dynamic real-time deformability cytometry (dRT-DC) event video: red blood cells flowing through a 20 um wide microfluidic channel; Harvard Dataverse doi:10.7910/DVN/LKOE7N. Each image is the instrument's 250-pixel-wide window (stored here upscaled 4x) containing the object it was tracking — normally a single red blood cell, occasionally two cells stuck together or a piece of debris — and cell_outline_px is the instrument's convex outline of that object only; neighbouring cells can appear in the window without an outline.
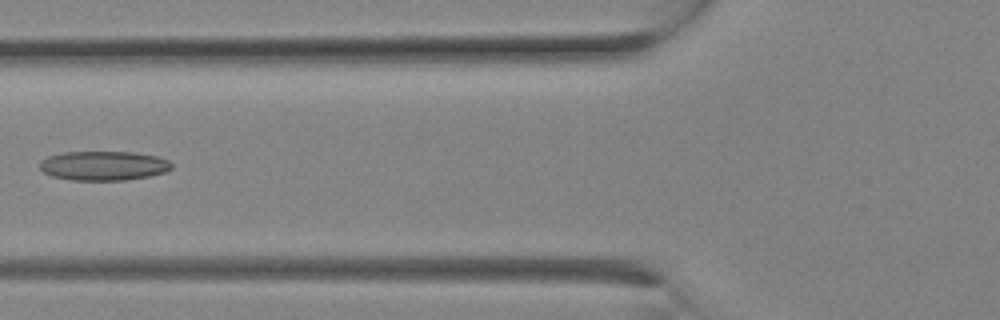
{"species": "Egyptian fruit bat (a non-hibernating species)", "species_latin": "Rousettus aegyptiacus", "temperature_condition": "room temperature", "stored_images_in_passage": 23, "camera_frame_rate_fps": 3000, "um_per_image_px": 0.085, "animal": {"sex": "female"}, "frame": {"image": 1, "passage_image": 8, "time_ms": 2.333, "image_size_px": [1000, 320], "cell_outline_px": [[172, 168], [164, 172], [148, 176], [124, 180], [72, 180], [52, 176], [44, 172], [40, 168], [40, 160], [48, 156], [64, 152], [132, 152], [156, 156], [168, 160], [172, 164]], "centroid_in_image_um": [8.79, 14.08], "position_along_channel_um": 117.0, "area_um2": 22.43}}
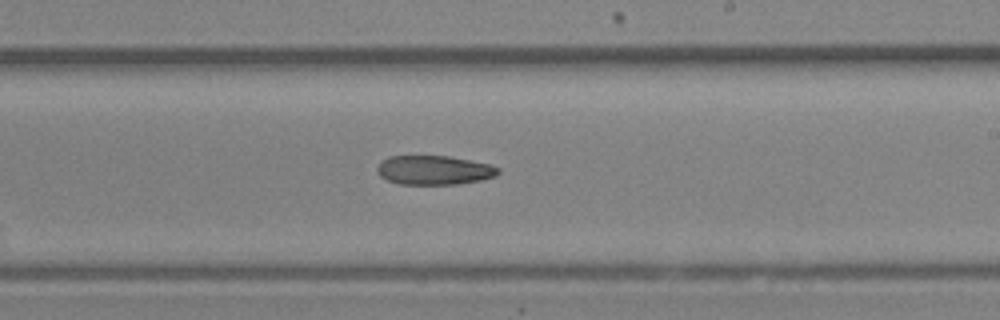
{"frame": {"image": 2, "passage_image": 13, "time_ms": 4.0, "image_size_px": [1000, 320], "cell_outline_px": [[500, 172], [496, 176], [480, 180], [456, 184], [400, 184], [388, 180], [380, 176], [376, 172], [376, 168], [380, 160], [388, 156], [448, 156], [492, 164], [500, 168]], "centroid_in_image_um": [36.89, 14.45], "position_along_channel_um": 252.1, "area_um2": 20.75}}
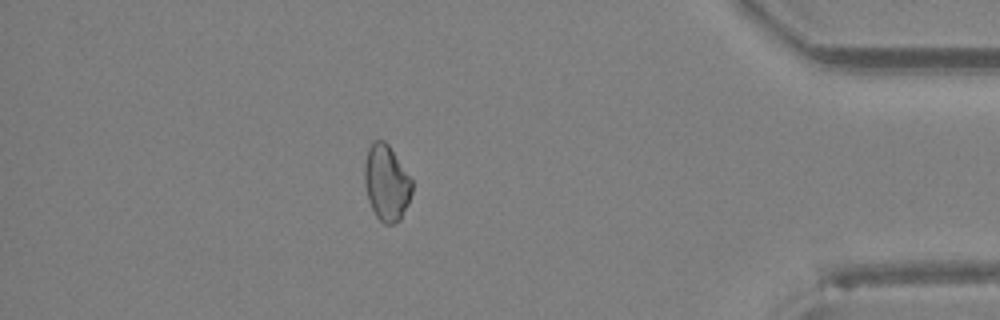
{"frame": {"image": 3, "passage_image": 20, "time_ms": 6.333, "image_size_px": [1000, 320], "cell_outline_px": [[412, 192], [408, 204], [400, 220], [392, 224], [384, 224], [376, 216], [368, 200], [364, 184], [364, 164], [368, 148], [372, 140], [384, 140], [388, 144], [412, 180]], "centroid_in_image_um": [32.83, 15.54], "position_along_channel_um": 402.4, "area_um2": 21.04}}